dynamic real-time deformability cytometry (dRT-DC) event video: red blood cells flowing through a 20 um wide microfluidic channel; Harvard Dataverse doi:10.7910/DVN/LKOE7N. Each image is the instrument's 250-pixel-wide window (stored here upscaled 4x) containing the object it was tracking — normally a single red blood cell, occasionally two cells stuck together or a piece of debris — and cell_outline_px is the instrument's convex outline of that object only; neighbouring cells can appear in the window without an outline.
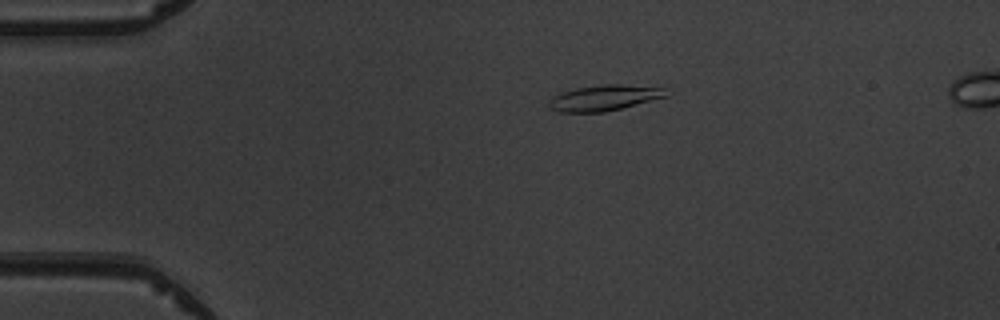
{"species": "common noctule bat (a hibernating species)", "species_latin": "Nyctalus noctula", "temperature_condition": "warm", "stored_images_in_passage": 6, "camera_frame_rate_fps": 3000, "um_per_image_px": 0.085, "animal": {"sex": "male", "body_mass_g": 19.5, "forearm_length_mm": 54.6}, "frame": {"image": 1, "passage_image": 3, "time_ms": 2.333, "image_size_px": [1000, 320], "cell_outline_px": [[668, 96], [604, 112], [560, 112], [552, 108], [548, 104], [556, 96], [564, 92], [576, 88], [600, 84], [620, 84], [664, 88]], "centroid_in_image_um": [51.39, 8.31], "position_along_channel_um": 33.6, "area_um2": 17.05}}